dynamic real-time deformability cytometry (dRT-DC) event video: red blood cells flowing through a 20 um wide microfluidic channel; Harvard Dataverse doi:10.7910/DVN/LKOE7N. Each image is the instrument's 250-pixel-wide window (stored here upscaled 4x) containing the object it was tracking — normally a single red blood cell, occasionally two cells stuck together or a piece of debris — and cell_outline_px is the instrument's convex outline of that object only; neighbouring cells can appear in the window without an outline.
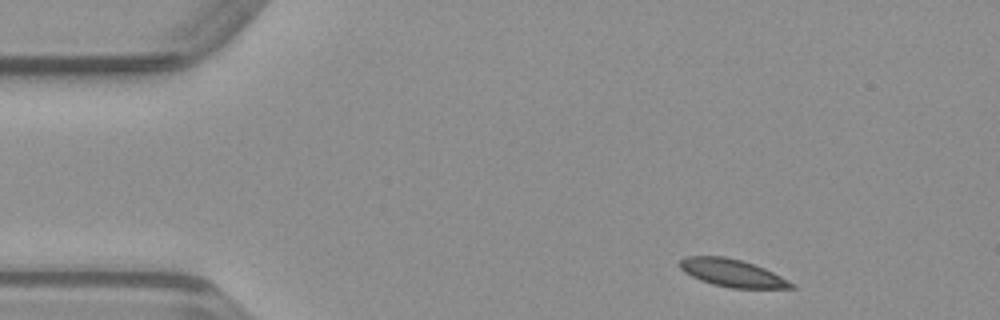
{"species": "common noctule bat (a hibernating species)", "species_latin": "Nyctalus noctula", "temperature_condition": "warm", "stored_images_in_passage": 12, "camera_frame_rate_fps": 3000, "um_per_image_px": 0.085, "animal": {"sex": "male", "body_mass_g": 23.1, "forearm_length_mm": 52.7}, "frame": {"image": 1, "passage_image": 3, "time_ms": 0.667, "image_size_px": [1000, 320], "cell_outline_px": [[796, 288], [728, 288], [712, 284], [700, 280], [684, 272], [680, 268], [680, 260], [684, 256], [724, 256], [740, 260], [764, 268], [796, 284]], "centroid_in_image_um": [62.22, 23.21], "position_along_channel_um": 22.8, "area_um2": 17.86}}